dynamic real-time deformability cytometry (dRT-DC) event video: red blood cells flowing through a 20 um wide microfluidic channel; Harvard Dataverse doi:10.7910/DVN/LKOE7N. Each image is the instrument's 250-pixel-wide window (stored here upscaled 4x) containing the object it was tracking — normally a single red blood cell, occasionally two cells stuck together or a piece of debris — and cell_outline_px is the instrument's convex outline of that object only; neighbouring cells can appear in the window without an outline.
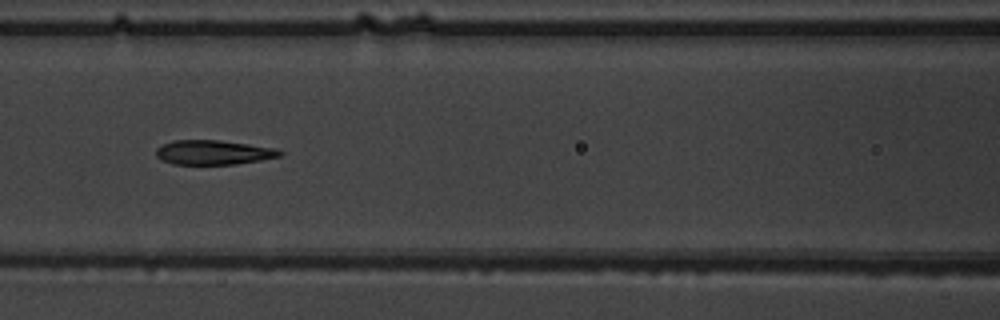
{"species": "common noctule bat (a hibernating species)", "species_latin": "Nyctalus noctula", "temperature_condition": "warm", "stored_images_in_passage": 9, "camera_frame_rate_fps": 3000, "um_per_image_px": 0.085, "animal": {"sex": "male", "body_mass_g": 19.5, "forearm_length_mm": 54.6}, "frame": {"image": 1, "passage_image": 7, "time_ms": 7.667, "image_size_px": [1000, 320], "cell_outline_px": [[284, 152], [280, 156], [260, 160], [236, 164], [172, 164], [160, 160], [156, 156], [156, 148], [172, 140], [216, 140], [280, 148]], "centroid_in_image_um": [18.15, 12.95], "position_along_channel_um": 148.5, "area_um2": 17.74}}
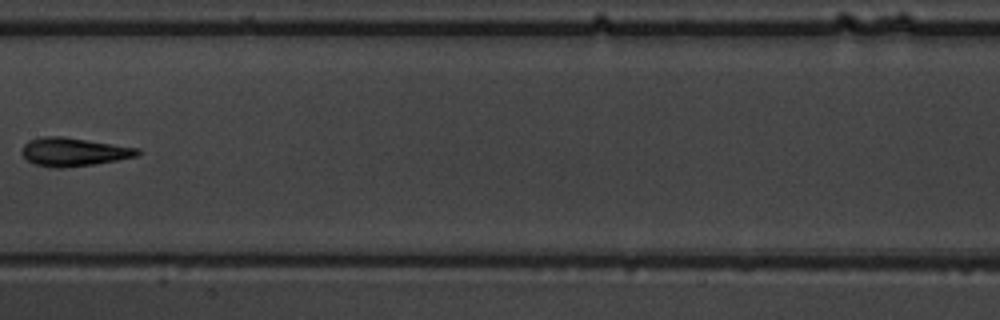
{"frame": {"image": 2, "passage_image": 8, "time_ms": 9.0, "image_size_px": [1000, 320], "cell_outline_px": [[140, 152], [136, 156], [116, 160], [92, 164], [60, 168], [52, 168], [32, 164], [20, 152], [24, 144], [28, 140], [44, 136], [64, 136], [140, 148]], "centroid_in_image_um": [6.22, 12.9], "position_along_channel_um": 201.2, "area_um2": 19.19}}
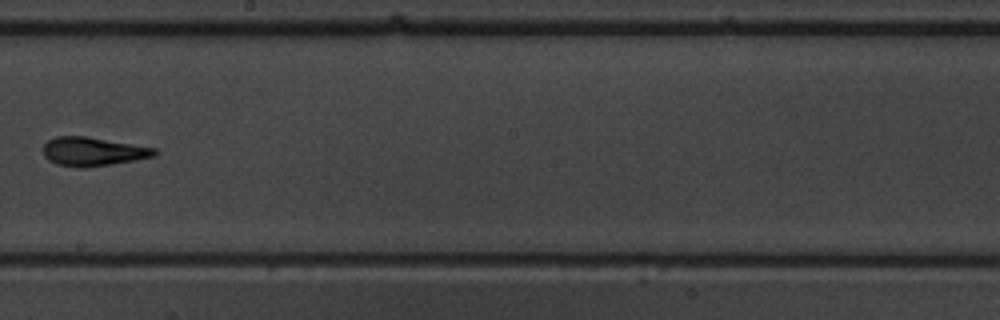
{"frame": {"image": 3, "passage_image": 9, "time_ms": 10.0, "image_size_px": [1000, 320], "cell_outline_px": [[156, 156], [136, 160], [112, 164], [84, 168], [80, 168], [56, 164], [48, 160], [44, 156], [44, 144], [48, 140], [56, 136], [84, 136], [156, 148]], "centroid_in_image_um": [7.88, 12.89], "position_along_channel_um": 240.3, "area_um2": 18.61}}